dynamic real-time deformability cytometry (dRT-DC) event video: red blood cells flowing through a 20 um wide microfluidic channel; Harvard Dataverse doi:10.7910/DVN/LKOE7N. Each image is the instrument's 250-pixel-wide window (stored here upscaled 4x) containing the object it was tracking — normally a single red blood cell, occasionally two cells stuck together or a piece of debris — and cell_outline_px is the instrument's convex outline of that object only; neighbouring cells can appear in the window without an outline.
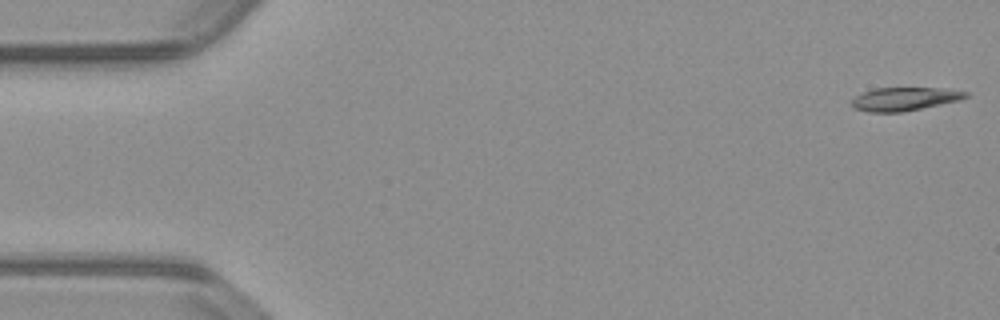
{"species": "common noctule bat (a hibernating species)", "species_latin": "Nyctalus noctula", "temperature_condition": "warm", "stored_images_in_passage": 54, "camera_frame_rate_fps": 3000, "um_per_image_px": 0.085, "animal": {"sex": "male", "body_mass_g": 23.1, "forearm_length_mm": 52.7}, "frame": {"image": 1, "passage_image": 1, "time_ms": 0.0, "image_size_px": [1000, 320], "cell_outline_px": [[968, 96], [960, 100], [904, 112], [868, 112], [852, 108], [848, 104], [856, 96], [864, 92], [876, 88], [936, 88], [968, 92]], "centroid_in_image_um": [76.83, 8.43], "position_along_channel_um": 8.2, "area_um2": 15.49}}
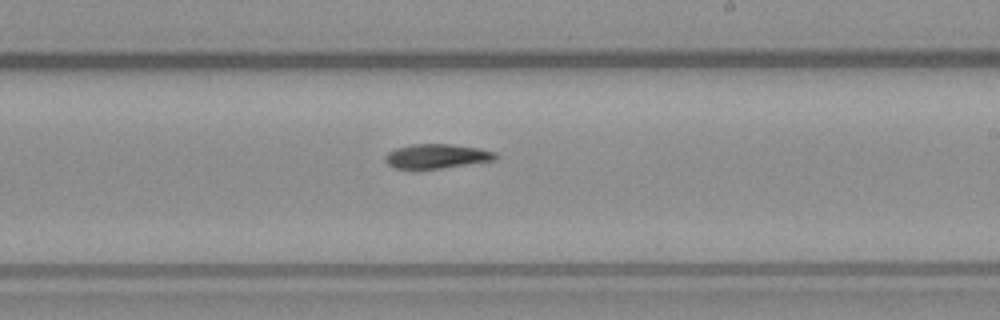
{"frame": {"image": 2, "passage_image": 31, "time_ms": 10.0, "image_size_px": [1000, 320], "cell_outline_px": [[500, 156], [496, 160], [440, 168], [392, 168], [384, 160], [384, 156], [388, 152], [396, 148], [412, 144], [448, 144], [480, 148], [496, 152]], "centroid_in_image_um": [37.14, 13.27], "position_along_channel_um": 251.9, "area_um2": 15.66}}
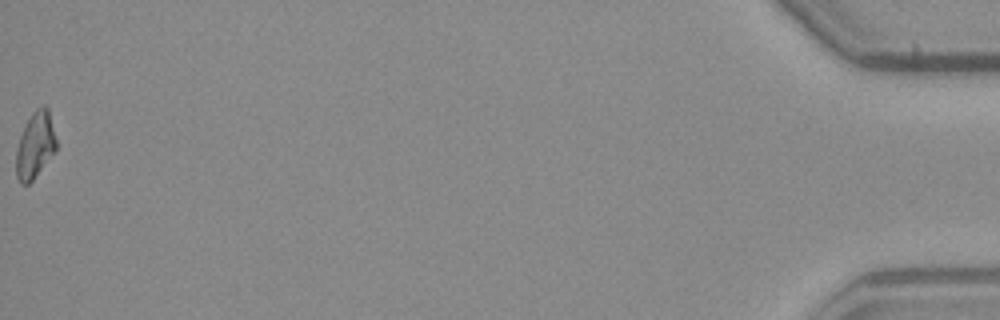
{"frame": {"image": 3, "passage_image": 54, "time_ms": 17.667, "image_size_px": [1000, 320], "cell_outline_px": [[56, 152], [32, 180], [28, 184], [20, 184], [16, 176], [16, 148], [20, 136], [32, 112], [36, 108], [44, 104], [48, 108], [56, 140]], "centroid_in_image_um": [2.99, 12.35], "position_along_channel_um": 432.2, "area_um2": 15.49}}